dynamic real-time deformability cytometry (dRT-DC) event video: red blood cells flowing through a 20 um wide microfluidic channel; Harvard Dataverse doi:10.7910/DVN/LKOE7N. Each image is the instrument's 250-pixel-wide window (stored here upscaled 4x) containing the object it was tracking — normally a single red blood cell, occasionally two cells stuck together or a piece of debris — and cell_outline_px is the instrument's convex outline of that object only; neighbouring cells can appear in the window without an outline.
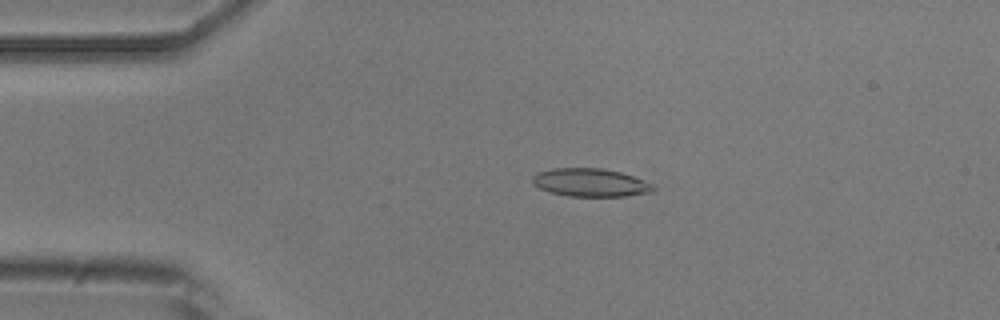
{"species": "common noctule bat (a hibernating species)", "species_latin": "Nyctalus noctula", "temperature_condition": "room temperature", "stored_images_in_passage": 2, "camera_frame_rate_fps": 3000, "um_per_image_px": 0.085, "animal": {"sex": "male", "body_mass_g": 20.5, "forearm_length_mm": 52.5}, "frame": {"image": 1, "passage_image": 1, "time_ms": 0.0, "image_size_px": [1000, 320], "cell_outline_px": [[656, 188], [652, 192], [624, 196], [568, 196], [552, 192], [540, 188], [532, 184], [532, 176], [536, 172], [552, 168], [604, 168], [620, 172], [632, 176], [652, 184]], "centroid_in_image_um": [50.15, 15.51], "position_along_channel_um": 34.8, "area_um2": 19.77}}